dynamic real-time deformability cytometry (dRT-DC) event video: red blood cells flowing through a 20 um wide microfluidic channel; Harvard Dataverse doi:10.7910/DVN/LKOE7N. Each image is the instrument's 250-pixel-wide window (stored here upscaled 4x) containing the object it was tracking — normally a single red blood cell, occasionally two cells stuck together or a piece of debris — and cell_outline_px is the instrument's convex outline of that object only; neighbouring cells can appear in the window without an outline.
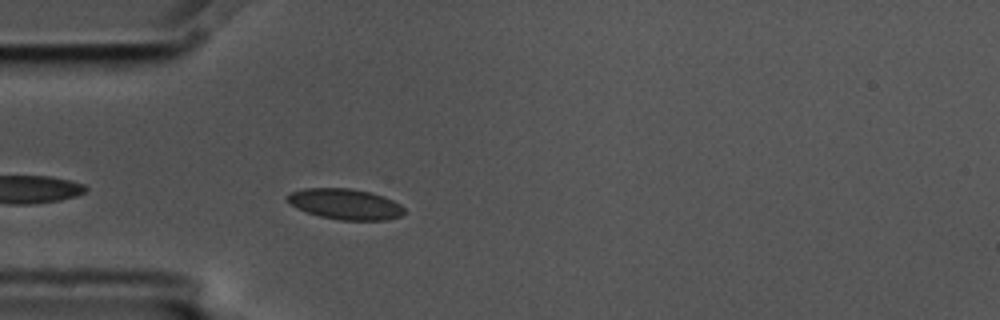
{"species": "common noctule bat (a hibernating species)", "species_latin": "Nyctalus noctula", "temperature_condition": "cold", "stored_images_in_passage": 3, "camera_frame_rate_fps": 3000, "um_per_image_px": 0.085, "animal": {"sex": "male", "body_mass_g": 17.5, "forearm_length_mm": 52.3}, "frame": {"image": 1, "passage_image": 3, "time_ms": 0.667, "image_size_px": [1000, 320], "cell_outline_px": [[404, 212], [400, 216], [384, 220], [340, 220], [320, 216], [296, 208], [284, 196], [292, 192], [304, 188], [352, 188], [372, 192], [384, 196], [400, 204], [404, 208]], "centroid_in_image_um": [29.35, 17.33], "position_along_channel_um": 55.7, "area_um2": 20.87}}